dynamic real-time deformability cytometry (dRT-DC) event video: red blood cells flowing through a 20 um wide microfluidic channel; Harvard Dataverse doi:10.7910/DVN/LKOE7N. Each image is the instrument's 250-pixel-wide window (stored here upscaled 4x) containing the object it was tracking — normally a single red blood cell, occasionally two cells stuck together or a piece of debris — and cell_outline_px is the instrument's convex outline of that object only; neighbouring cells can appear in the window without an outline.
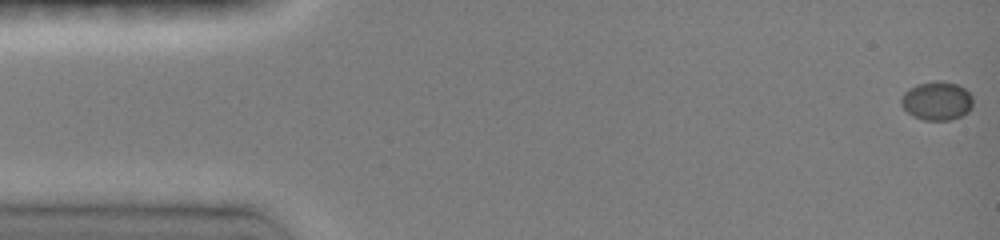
{"species": "common noctule bat (a hibernating species)", "species_latin": "Nyctalus noctula", "temperature_condition": "room temperature", "stored_images_in_passage": 11, "camera_frame_rate_fps": 3000, "um_per_image_px": 0.085, "animal": {"sex": "female", "body_mass_g": 19.0, "forearm_length_mm": 51.5}, "frame": {"image": 1, "passage_image": 1, "time_ms": 0.0, "image_size_px": [1000, 240], "cell_outline_px": [[972, 108], [968, 112], [952, 120], [924, 120], [912, 116], [900, 104], [900, 100], [904, 92], [908, 88], [916, 84], [936, 80], [940, 80], [956, 84], [964, 88], [972, 96]], "centroid_in_image_um": [79.62, 8.57], "position_along_channel_um": 5.4, "area_um2": 16.36}}
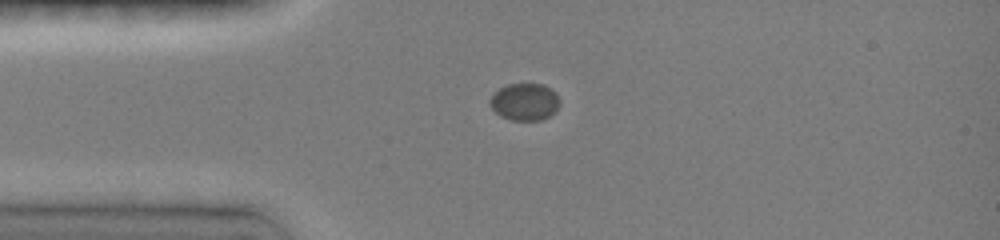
{"frame": {"image": 2, "passage_image": 10, "time_ms": 3.667, "image_size_px": [1000, 240], "cell_outline_px": [[560, 100], [556, 108], [548, 116], [540, 120], [512, 120], [500, 116], [488, 104], [488, 100], [492, 92], [508, 84], [544, 84], [556, 92]], "centroid_in_image_um": [44.55, 8.64], "position_along_channel_um": 40.5, "area_um2": 15.14}}